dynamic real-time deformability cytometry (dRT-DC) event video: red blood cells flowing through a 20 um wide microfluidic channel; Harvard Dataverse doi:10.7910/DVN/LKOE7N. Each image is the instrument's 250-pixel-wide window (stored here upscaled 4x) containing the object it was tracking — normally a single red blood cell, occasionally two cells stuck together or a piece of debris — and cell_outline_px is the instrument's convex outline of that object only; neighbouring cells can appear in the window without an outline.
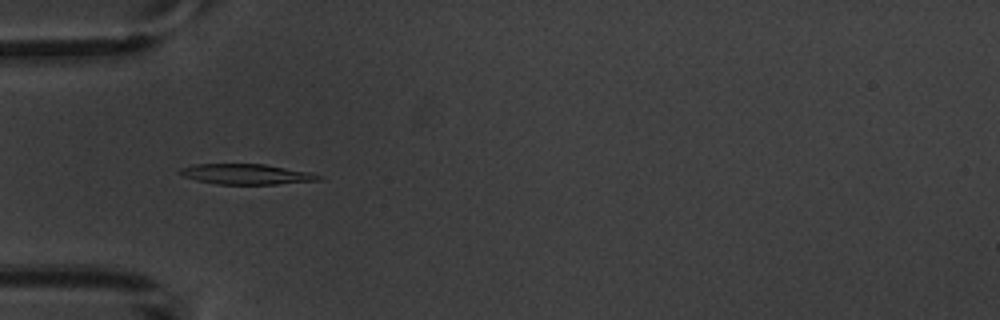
{"species": "common noctule bat (a hibernating species)", "species_latin": "Nyctalus noctula", "temperature_condition": "warm", "stored_images_in_passage": 9, "camera_frame_rate_fps": 3000, "um_per_image_px": 0.085, "animal": {"sex": "male", "body_mass_g": 20.1, "forearm_length_mm": 53.5}, "frame": {"image": 1, "passage_image": 4, "time_ms": 3.333, "image_size_px": [1000, 320], "cell_outline_px": [[324, 176], [320, 180], [276, 184], [216, 184], [196, 180], [184, 176], [176, 172], [180, 168], [196, 164], [264, 164], [312, 172]], "centroid_in_image_um": [20.95, 14.8], "position_along_channel_um": 64.0, "area_um2": 16.53}}
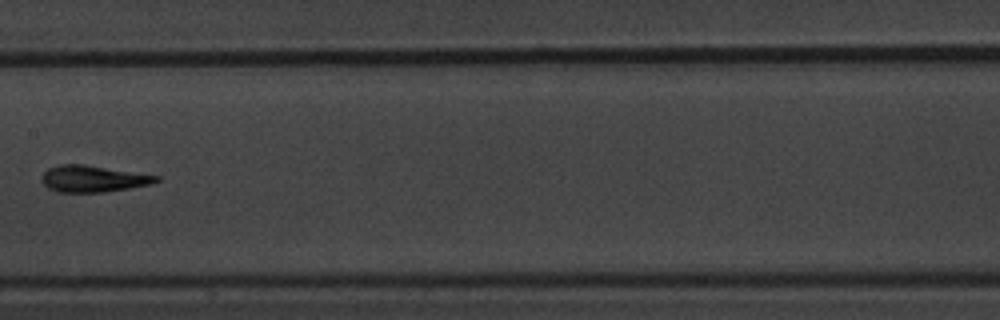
{"frame": {"image": 2, "passage_image": 7, "time_ms": 7.0, "image_size_px": [1000, 320], "cell_outline_px": [[160, 180], [152, 184], [104, 192], [60, 192], [48, 188], [40, 180], [44, 172], [48, 168], [60, 164], [84, 164], [160, 176]], "centroid_in_image_um": [7.9, 15.19], "position_along_channel_um": 199.5, "area_um2": 17.69}}
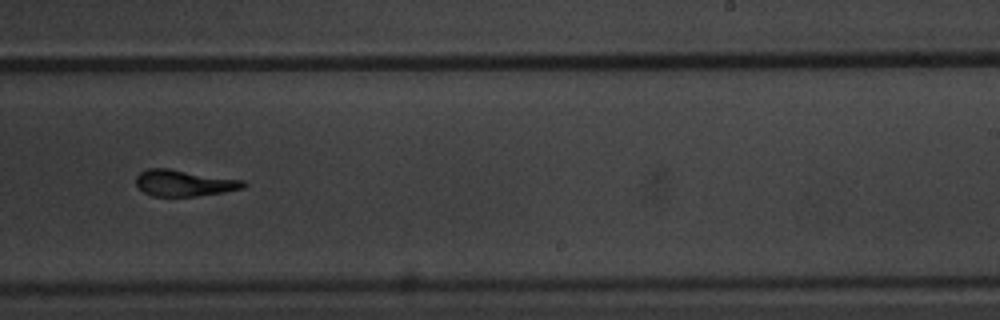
{"frame": {"image": 3, "passage_image": 9, "time_ms": 9.0, "image_size_px": [1000, 320], "cell_outline_px": [[248, 184], [244, 188], [224, 192], [196, 196], [152, 196], [144, 192], [136, 184], [136, 176], [140, 172], [148, 168], [168, 168], [244, 180]], "centroid_in_image_um": [15.67, 15.55], "position_along_channel_um": 273.3, "area_um2": 16.53}}